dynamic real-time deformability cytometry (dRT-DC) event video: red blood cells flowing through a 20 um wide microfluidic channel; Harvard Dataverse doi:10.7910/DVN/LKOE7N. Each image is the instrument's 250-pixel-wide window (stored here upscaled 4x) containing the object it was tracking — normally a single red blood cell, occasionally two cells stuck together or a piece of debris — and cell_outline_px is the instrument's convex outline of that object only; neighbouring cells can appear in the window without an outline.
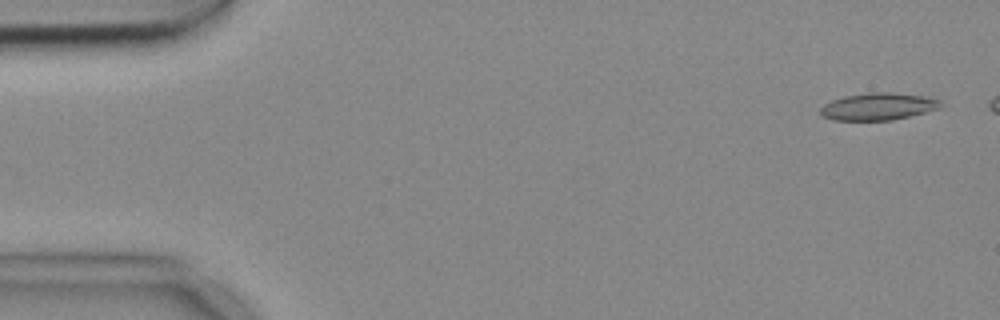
{"species": "common noctule bat (a hibernating species)", "species_latin": "Nyctalus noctula", "temperature_condition": "cold", "stored_images_in_passage": 7, "camera_frame_rate_fps": 3000, "um_per_image_px": 0.085, "animal": {"sex": "female", "body_mass_g": 18.4}, "frame": {"image": 1, "passage_image": 1, "time_ms": 0.0, "image_size_px": [1000, 320], "cell_outline_px": [[944, 104], [940, 108], [892, 120], [832, 120], [820, 116], [820, 108], [824, 104], [832, 100], [844, 96], [868, 92], [892, 92], [932, 96], [940, 100]], "centroid_in_image_um": [74.66, 9.04], "position_along_channel_um": 10.3, "area_um2": 19.36}}
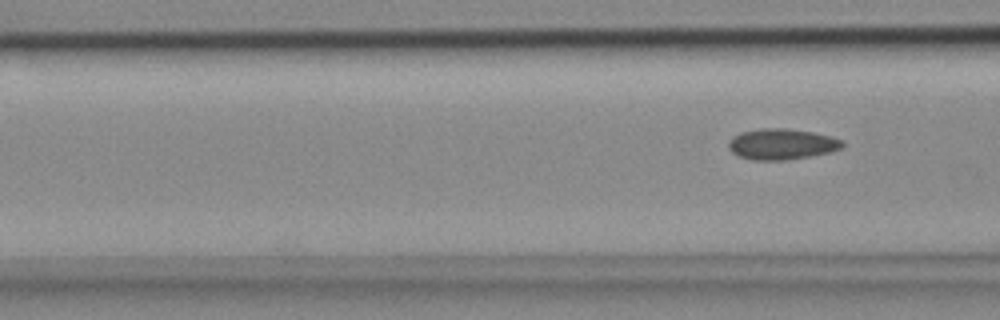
{"frame": {"image": 2, "passage_image": 7, "time_ms": 2.0, "image_size_px": [1000, 320], "cell_outline_px": [[844, 144], [840, 148], [828, 152], [808, 156], [784, 160], [752, 160], [740, 156], [732, 152], [728, 148], [728, 140], [732, 136], [740, 132], [760, 128], [784, 128], [812, 132], [832, 136], [844, 140]], "centroid_in_image_um": [66.41, 12.24], "position_along_channel_um": 100.2, "area_um2": 20.46}}